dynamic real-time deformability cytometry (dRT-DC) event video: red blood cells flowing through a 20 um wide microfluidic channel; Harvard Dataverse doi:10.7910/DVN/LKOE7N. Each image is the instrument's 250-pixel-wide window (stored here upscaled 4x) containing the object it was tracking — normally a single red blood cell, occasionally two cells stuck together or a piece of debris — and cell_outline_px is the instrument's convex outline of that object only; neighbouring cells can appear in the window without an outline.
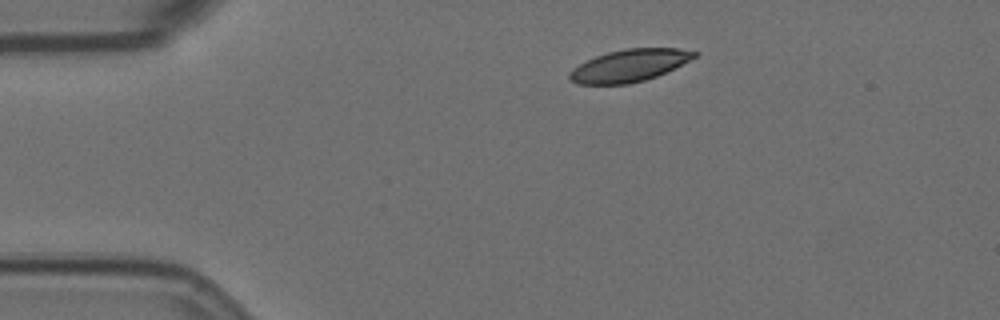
{"species": "Egyptian fruit bat (a non-hibernating species)", "species_latin": "Rousettus aegyptiacus", "temperature_condition": "room temperature", "stored_images_in_passage": 40, "camera_frame_rate_fps": 3000, "um_per_image_px": 0.085, "animal": {"sex": "female"}, "frame": {"image": 1, "passage_image": 1, "time_ms": 0.0, "image_size_px": [1000, 320], "cell_outline_px": [[700, 52], [696, 56], [656, 76], [644, 80], [628, 84], [576, 84], [568, 80], [568, 72], [572, 68], [596, 56], [608, 52], [624, 48], [680, 48]], "centroid_in_image_um": [53.43, 5.57], "position_along_channel_um": 31.6, "area_um2": 23.29}}
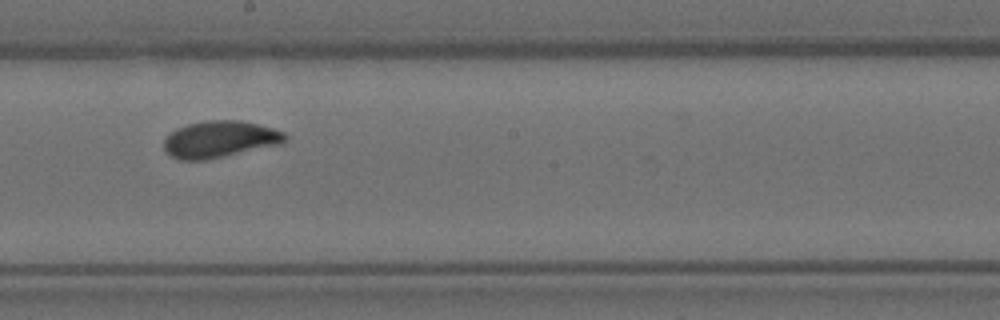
{"frame": {"image": 2, "passage_image": 22, "time_ms": 7.0, "image_size_px": [1000, 320], "cell_outline_px": [[288, 136], [280, 144], [224, 156], [204, 160], [180, 160], [172, 156], [164, 148], [164, 140], [176, 128], [188, 124], [208, 120], [244, 120], [272, 128], [284, 132]], "centroid_in_image_um": [18.69, 11.82], "position_along_channel_um": 229.5, "area_um2": 25.66}}
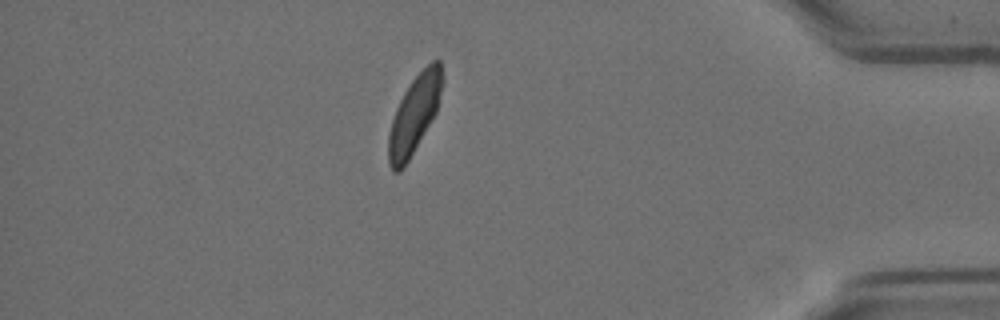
{"frame": {"image": 3, "passage_image": 40, "time_ms": 13.0, "image_size_px": [1000, 320], "cell_outline_px": [[444, 80], [436, 112], [404, 168], [400, 172], [392, 172], [388, 164], [388, 132], [396, 108], [404, 92], [412, 80], [432, 60], [440, 60]], "centroid_in_image_um": [35.21, 9.75], "position_along_channel_um": 400.0, "area_um2": 24.33}, "authors_computed_cell_mechanics": {"area_um2": 25.143, "velocity_mm_per_s": 3.5243, "shape_relaxation_time_tau1_ms": 3.0264, "shape_relaxation_time_tau2_ms": 1.4325, "deformation_change_tau1": 0.1141, "deformation_change_tau2": 0.0597}}